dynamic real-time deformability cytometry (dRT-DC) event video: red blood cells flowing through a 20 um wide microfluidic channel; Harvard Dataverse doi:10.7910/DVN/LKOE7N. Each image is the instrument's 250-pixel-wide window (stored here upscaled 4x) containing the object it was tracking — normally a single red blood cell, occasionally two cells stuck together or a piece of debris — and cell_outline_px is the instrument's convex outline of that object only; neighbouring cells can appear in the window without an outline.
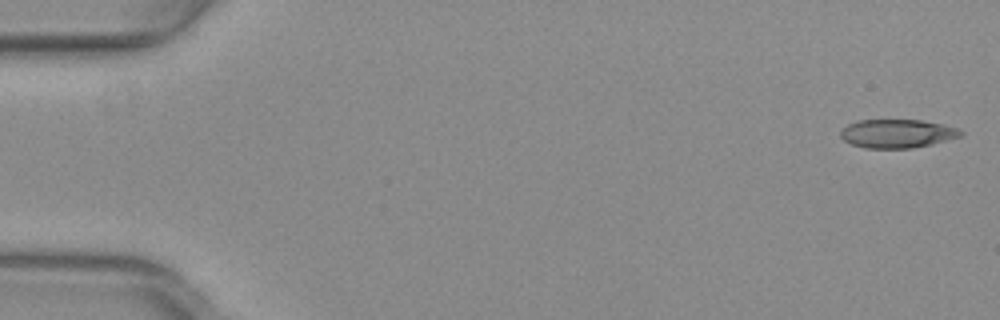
{"species": "common noctule bat (a hibernating species)", "species_latin": "Nyctalus noctula", "temperature_condition": "warm", "stored_images_in_passage": 15, "camera_frame_rate_fps": 3000, "um_per_image_px": 0.085, "animal": {"sex": "female", "body_mass_g": 29.2, "forearm_length_mm": 56.3}, "frame": {"image": 1, "passage_image": 1, "time_ms": 0.0, "image_size_px": [1000, 320], "cell_outline_px": [[964, 132], [960, 136], [932, 144], [912, 148], [864, 148], [852, 144], [844, 140], [840, 136], [840, 132], [848, 124], [860, 120], [920, 120], [940, 124], [956, 128]], "centroid_in_image_um": [76.23, 11.36], "position_along_channel_um": 8.8, "area_um2": 19.77}}
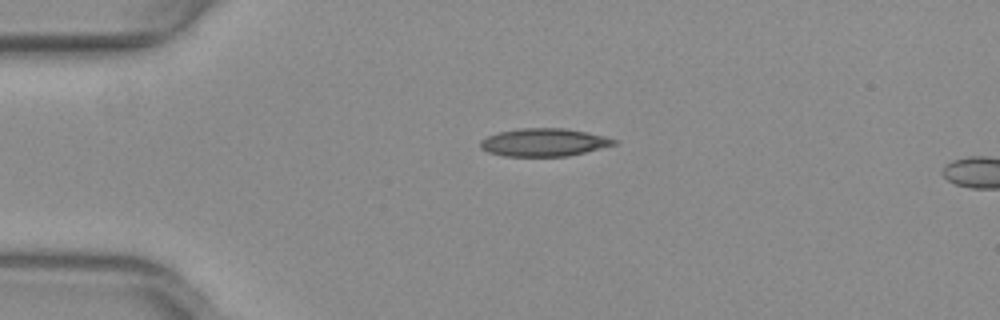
{"frame": {"image": 2, "passage_image": 12, "time_ms": 3.667, "image_size_px": [1000, 320], "cell_outline_px": [[616, 144], [568, 156], [504, 156], [488, 152], [480, 148], [480, 140], [488, 136], [500, 132], [520, 128], [564, 128], [588, 132], [604, 136], [616, 140]], "centroid_in_image_um": [46.21, 12.1], "position_along_channel_um": 38.8, "area_um2": 21.56}}